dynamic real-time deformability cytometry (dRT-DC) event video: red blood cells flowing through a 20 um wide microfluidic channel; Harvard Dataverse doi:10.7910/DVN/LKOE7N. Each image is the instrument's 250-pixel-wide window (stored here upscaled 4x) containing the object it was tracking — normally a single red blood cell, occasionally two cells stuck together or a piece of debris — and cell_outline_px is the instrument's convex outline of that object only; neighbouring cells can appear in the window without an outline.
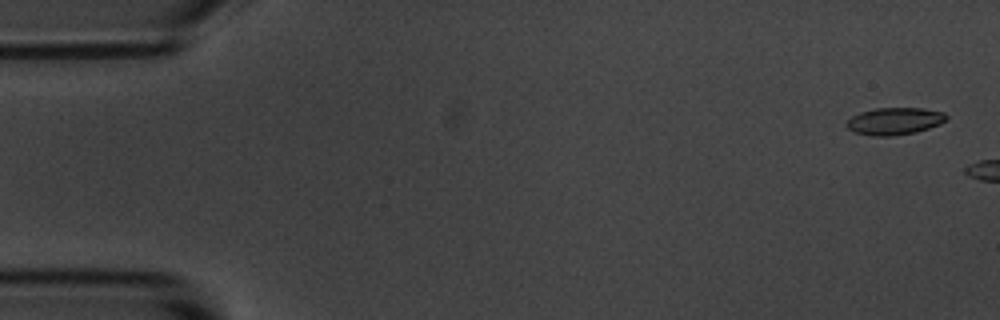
{"species": "common noctule bat (a hibernating species)", "species_latin": "Nyctalus noctula", "temperature_condition": "room temperature", "stored_images_in_passage": 3, "camera_frame_rate_fps": 3000, "um_per_image_px": 0.085, "animal": {"sex": "male", "body_mass_g": 20.1, "forearm_length_mm": 53.5}, "frame": {"image": 1, "passage_image": 1, "time_ms": 0.0, "image_size_px": [1000, 320], "cell_outline_px": [[948, 120], [940, 124], [916, 132], [892, 136], [872, 136], [852, 132], [844, 124], [852, 116], [860, 112], [876, 108], [924, 108], [944, 112], [948, 116]], "centroid_in_image_um": [76.04, 10.3], "position_along_channel_um": 9.0, "area_um2": 16.01}}